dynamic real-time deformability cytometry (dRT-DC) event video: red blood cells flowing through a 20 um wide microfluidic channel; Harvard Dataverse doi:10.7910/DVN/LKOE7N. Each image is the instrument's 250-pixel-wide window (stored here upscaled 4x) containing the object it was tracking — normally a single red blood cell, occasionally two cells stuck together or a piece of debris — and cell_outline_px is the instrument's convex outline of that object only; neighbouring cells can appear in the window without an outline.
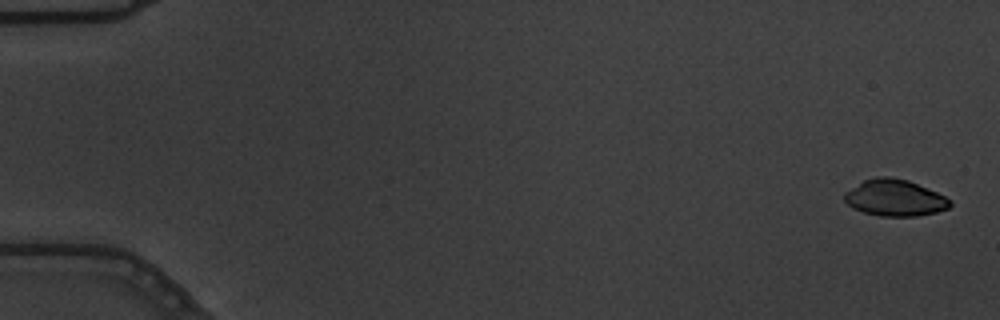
{"species": "common noctule bat (a hibernating species)", "species_latin": "Nyctalus noctula", "temperature_condition": "warm", "stored_images_in_passage": 57, "camera_frame_rate_fps": 3000, "um_per_image_px": 0.085, "animal": {"sex": "male", "body_mass_g": 19.5, "forearm_length_mm": 54.6}, "frame": {"image": 1, "passage_image": 2, "time_ms": 0.333, "image_size_px": [1000, 320], "cell_outline_px": [[952, 204], [948, 208], [936, 212], [916, 216], [880, 216], [864, 212], [852, 208], [844, 200], [844, 192], [864, 180], [876, 176], [888, 176], [908, 180], [936, 192], [952, 200]], "centroid_in_image_um": [76.04, 16.81], "position_along_channel_um": 9.0, "area_um2": 22.43}}
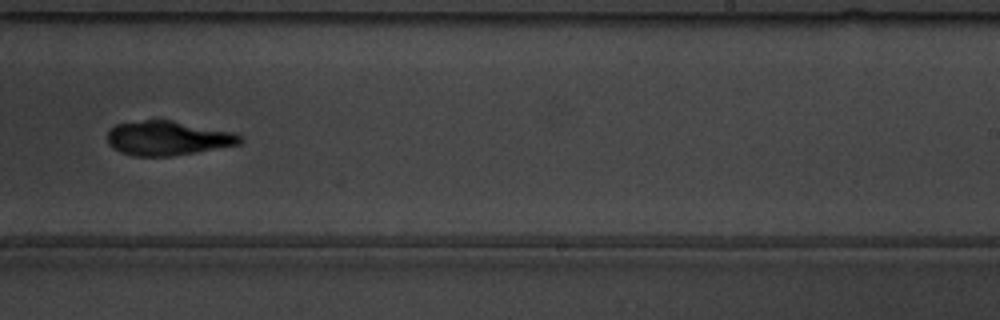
{"frame": {"image": 2, "passage_image": 37, "time_ms": 12.0, "image_size_px": [1000, 320], "cell_outline_px": [[244, 140], [240, 144], [196, 152], [172, 156], [132, 156], [120, 152], [112, 148], [108, 144], [108, 128], [116, 124], [144, 120], [172, 120], [236, 132], [244, 136]], "centroid_in_image_um": [14.28, 11.74], "position_along_channel_um": 274.7, "area_um2": 26.93}}
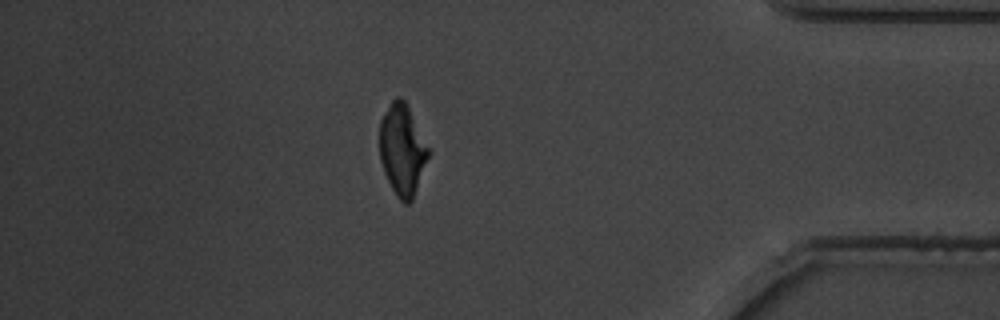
{"frame": {"image": 3, "passage_image": 50, "time_ms": 16.333, "image_size_px": [1000, 320], "cell_outline_px": [[432, 152], [412, 200], [408, 204], [404, 204], [396, 196], [384, 172], [380, 160], [380, 120], [392, 100], [396, 96], [400, 96], [404, 100]], "centroid_in_image_um": [34.22, 12.75], "position_along_channel_um": 401.0, "area_um2": 26.01}, "authors_computed_cell_mechanics": {"area_um2": 26.8192, "velocity_mm_per_s": 3.6551, "shape_relaxation_time_tau1_ms": 6.1525, "shape_relaxation_time_tau2_ms": 1.8875, "deformation_change_tau1": 0.2347, "deformation_change_tau2": 0.0502}}